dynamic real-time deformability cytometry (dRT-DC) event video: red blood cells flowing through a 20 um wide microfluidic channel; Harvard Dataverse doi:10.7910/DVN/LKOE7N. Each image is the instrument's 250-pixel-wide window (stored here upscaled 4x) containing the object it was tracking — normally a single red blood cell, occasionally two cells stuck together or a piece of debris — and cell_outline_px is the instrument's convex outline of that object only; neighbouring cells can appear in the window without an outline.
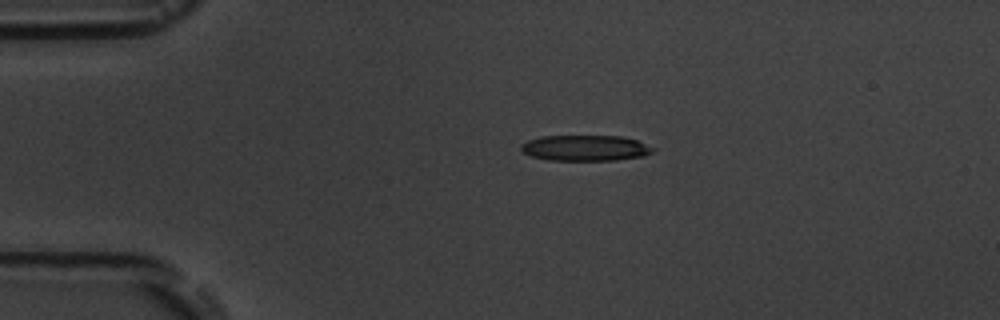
{"species": "common noctule bat (a hibernating species)", "species_latin": "Nyctalus noctula", "temperature_condition": "room temperature", "stored_images_in_passage": 2, "camera_frame_rate_fps": 3000, "um_per_image_px": 0.085, "animal": {"sex": "male", "body_mass_g": 19.5, "forearm_length_mm": 54.6}, "frame": {"image": 1, "passage_image": 1, "time_ms": 0.0, "image_size_px": [1000, 320], "cell_outline_px": [[656, 148], [652, 152], [644, 156], [616, 160], [548, 160], [532, 156], [524, 152], [520, 148], [520, 144], [528, 140], [540, 136], [624, 136], [636, 140]], "centroid_in_image_um": [49.76, 12.57], "position_along_channel_um": 35.2, "area_um2": 19.83}}